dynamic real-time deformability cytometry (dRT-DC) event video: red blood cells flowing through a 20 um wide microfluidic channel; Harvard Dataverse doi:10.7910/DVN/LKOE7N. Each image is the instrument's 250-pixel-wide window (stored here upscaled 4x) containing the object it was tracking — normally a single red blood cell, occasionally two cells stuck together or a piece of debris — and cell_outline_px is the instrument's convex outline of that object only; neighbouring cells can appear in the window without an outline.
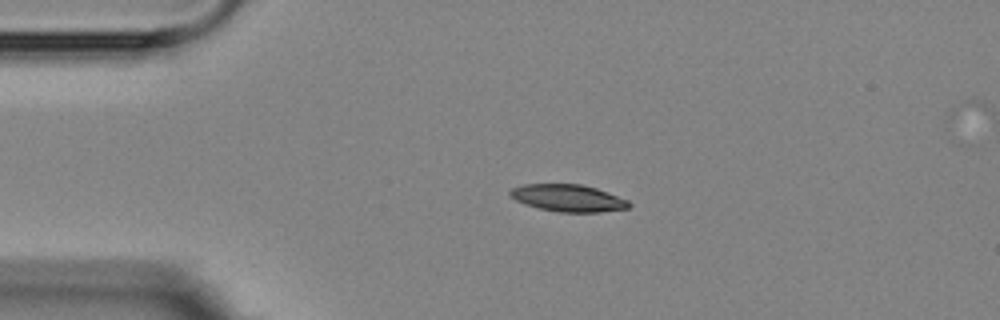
{"species": "Egyptian fruit bat (a non-hibernating species)", "species_latin": "Rousettus aegyptiacus", "temperature_condition": "room temperature", "stored_images_in_passage": 5, "camera_frame_rate_fps": 3000, "um_per_image_px": 0.085, "animal": {"sex": "female"}, "frame": {"image": 1, "passage_image": 3, "time_ms": 2.333, "image_size_px": [1000, 320], "cell_outline_px": [[632, 204], [628, 208], [600, 212], [560, 212], [540, 208], [524, 204], [516, 200], [508, 192], [512, 188], [524, 184], [580, 184], [596, 188], [628, 200]], "centroid_in_image_um": [48.29, 16.83], "position_along_channel_um": 36.7, "area_um2": 18.61}}
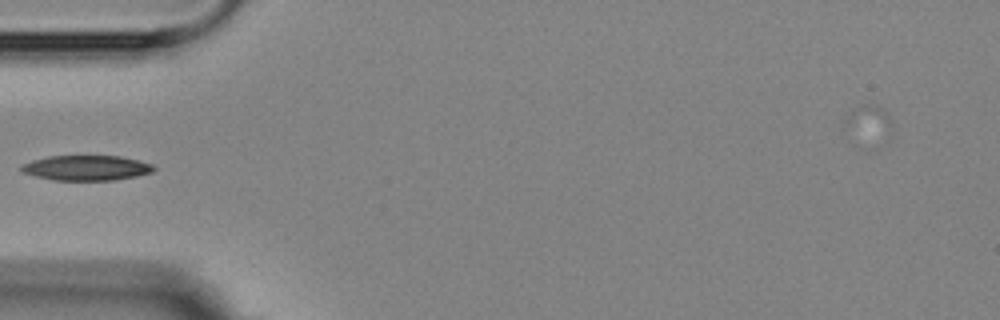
{"frame": {"image": 2, "passage_image": 5, "time_ms": 4.333, "image_size_px": [1000, 320], "cell_outline_px": [[156, 168], [152, 172], [136, 176], [116, 180], [56, 180], [36, 176], [24, 172], [20, 168], [24, 164], [32, 160], [48, 156], [120, 156], [152, 164]], "centroid_in_image_um": [7.37, 14.27], "position_along_channel_um": 77.6, "area_um2": 19.13}}